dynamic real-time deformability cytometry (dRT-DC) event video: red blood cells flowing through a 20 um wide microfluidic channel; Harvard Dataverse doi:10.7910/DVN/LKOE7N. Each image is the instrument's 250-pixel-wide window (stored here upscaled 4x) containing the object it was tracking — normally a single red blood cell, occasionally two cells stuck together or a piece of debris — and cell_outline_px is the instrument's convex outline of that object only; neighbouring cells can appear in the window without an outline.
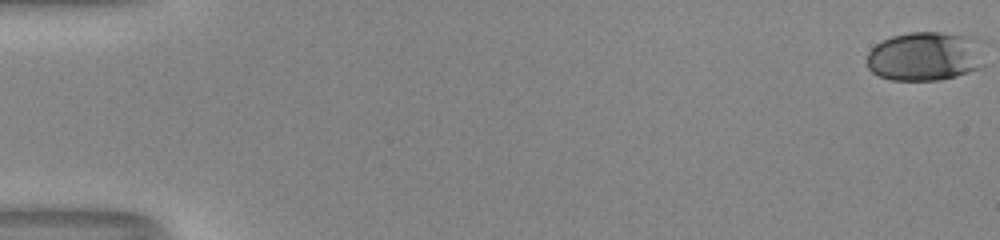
{"species": "human", "species_latin": "Homo sapiens", "temperature_condition": "room temperature", "stored_images_in_passage": 54, "camera_frame_rate_fps": 3000, "um_per_image_px": 0.085, "donor": {"sex": "male"}, "frame": {"image": 1, "passage_image": 1, "time_ms": 0.0, "image_size_px": [1000, 240], "cell_outline_px": [[984, 64], [980, 68], [940, 80], [892, 80], [880, 76], [872, 72], [868, 68], [868, 52], [876, 44], [892, 36], [908, 32], [940, 32], [960, 36]], "centroid_in_image_um": [78.4, 4.83], "position_along_channel_um": 6.6, "area_um2": 31.79}}
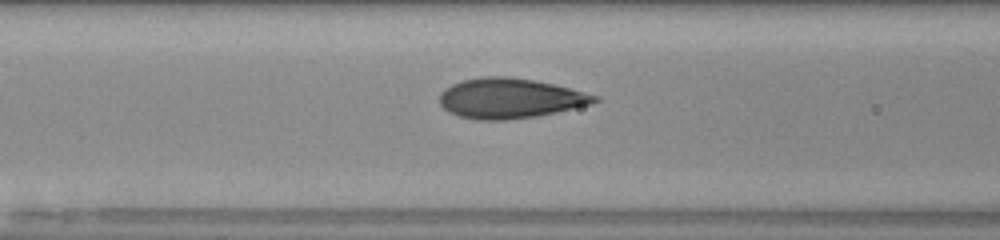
{"frame": {"image": 2, "passage_image": 24, "time_ms": 7.667, "image_size_px": [1000, 240], "cell_outline_px": [[600, 100], [592, 104], [556, 112], [536, 116], [504, 120], [476, 120], [460, 116], [448, 112], [440, 104], [440, 96], [452, 84], [464, 80], [480, 76], [508, 76], [532, 80], [552, 84], [568, 88], [596, 96]], "centroid_in_image_um": [43.33, 8.36], "position_along_channel_um": 123.3, "area_um2": 35.72}}
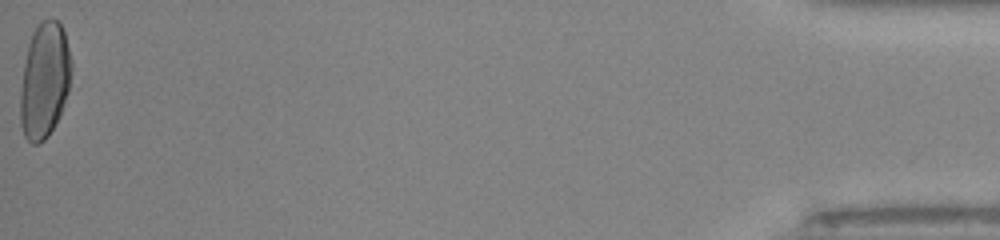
{"frame": {"image": 3, "passage_image": 54, "time_ms": 17.667, "image_size_px": [1000, 240], "cell_outline_px": [[72, 64], [68, 92], [60, 112], [48, 136], [44, 140], [36, 144], [32, 144], [24, 136], [20, 124], [20, 96], [24, 64], [28, 44], [40, 20], [52, 16], [60, 24], [64, 32]], "centroid_in_image_um": [3.77, 6.81], "position_along_channel_um": 431.4, "area_um2": 34.16}, "authors_computed_cell_mechanics": {"area_um2": 33.813, "velocity_mm_per_s": 4.076, "shape_relaxation_time_tau1_ms": 3.4388, "shape_relaxation_time_tau2_ms": null, "deformation_change_tau1": 0.1782, "deformation_change_tau2": null}}